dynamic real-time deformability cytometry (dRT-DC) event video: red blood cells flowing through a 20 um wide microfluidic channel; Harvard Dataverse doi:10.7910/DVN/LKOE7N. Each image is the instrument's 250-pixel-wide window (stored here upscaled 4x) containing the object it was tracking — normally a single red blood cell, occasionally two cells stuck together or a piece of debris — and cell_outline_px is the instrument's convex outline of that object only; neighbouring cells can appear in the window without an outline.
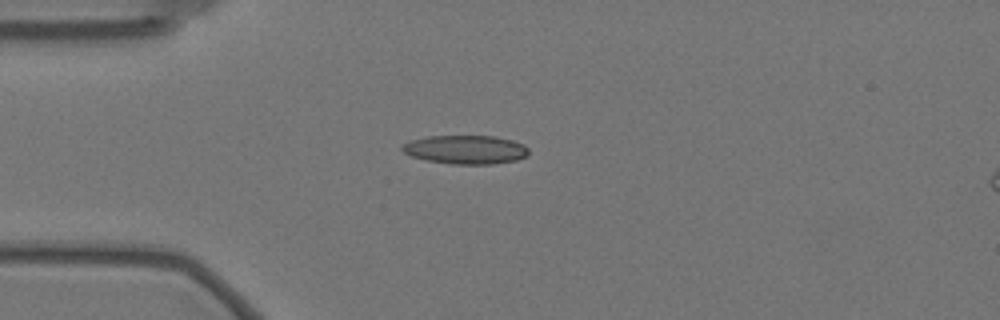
{"species": "Egyptian fruit bat (a non-hibernating species)", "species_latin": "Rousettus aegyptiacus", "temperature_condition": "warm", "stored_images_in_passage": 4, "camera_frame_rate_fps": 3000, "um_per_image_px": 0.085, "animal": {"sex": "female"}, "frame": {"image": 1, "passage_image": 1, "time_ms": 0.0, "image_size_px": [1000, 320], "cell_outline_px": [[528, 156], [516, 160], [492, 164], [452, 164], [424, 160], [412, 156], [404, 152], [400, 148], [404, 144], [412, 140], [428, 136], [496, 136], [512, 140], [524, 144], [528, 148]], "centroid_in_image_um": [39.6, 12.72], "position_along_channel_um": 45.4, "area_um2": 21.21}}